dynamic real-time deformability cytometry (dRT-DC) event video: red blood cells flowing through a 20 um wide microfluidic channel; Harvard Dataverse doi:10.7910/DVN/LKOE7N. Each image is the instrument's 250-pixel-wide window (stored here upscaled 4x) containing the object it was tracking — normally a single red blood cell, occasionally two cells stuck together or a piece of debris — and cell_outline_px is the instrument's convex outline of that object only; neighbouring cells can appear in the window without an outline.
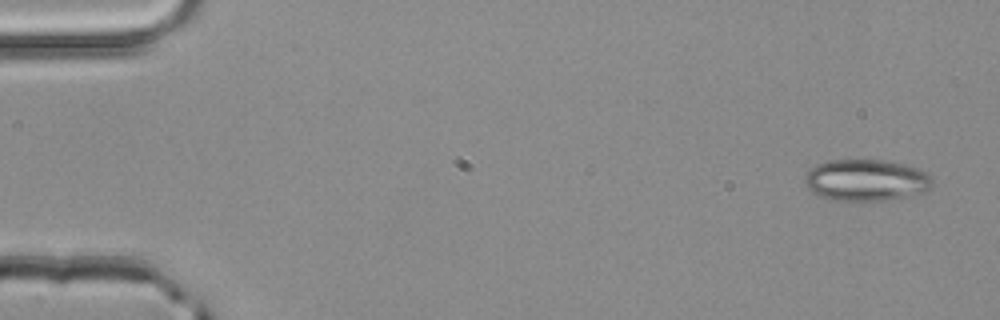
{"species": "common noctule bat (a hibernating species)", "species_latin": "Nyctalus noctula", "temperature_condition": "room temperature", "stored_images_in_passage": 3, "camera_frame_rate_fps": 3000, "um_per_image_px": 0.085, "animal": {"sex": "male", "body_mass_g": 20.4}, "frame": {"image": 1, "passage_image": 1, "time_ms": 0.0, "image_size_px": [1000, 320], "cell_outline_px": [[932, 188], [916, 196], [884, 200], [832, 200], [820, 196], [812, 192], [804, 184], [804, 176], [816, 164], [828, 160], [884, 160], [904, 164], [916, 168], [924, 172], [932, 180]], "centroid_in_image_um": [73.62, 15.32], "position_along_channel_um": 11.4, "area_um2": 31.04}}